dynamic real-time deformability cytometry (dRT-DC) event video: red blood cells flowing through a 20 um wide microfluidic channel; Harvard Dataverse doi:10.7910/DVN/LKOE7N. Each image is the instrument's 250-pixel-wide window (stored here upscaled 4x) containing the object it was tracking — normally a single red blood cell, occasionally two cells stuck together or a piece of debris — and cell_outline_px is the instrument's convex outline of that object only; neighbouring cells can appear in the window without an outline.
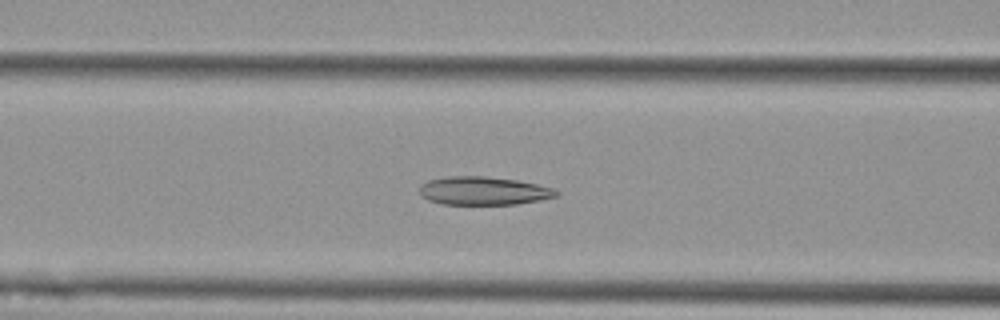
{"species": "Egyptian fruit bat (a non-hibernating species)", "species_latin": "Rousettus aegyptiacus", "temperature_condition": "cold", "stored_images_in_passage": 50, "camera_frame_rate_fps": 3000, "um_per_image_px": 0.085, "animal": {"sex": "female"}, "frame": {"image": 1, "passage_image": 23, "time_ms": 7.333, "image_size_px": [1000, 320], "cell_outline_px": [[560, 192], [556, 196], [540, 200], [516, 204], [440, 204], [428, 200], [420, 196], [420, 184], [428, 180], [448, 176], [484, 176], [516, 180], [536, 184], [552, 188]], "centroid_in_image_um": [41.05, 16.22], "position_along_channel_um": 125.5, "area_um2": 22.54}}
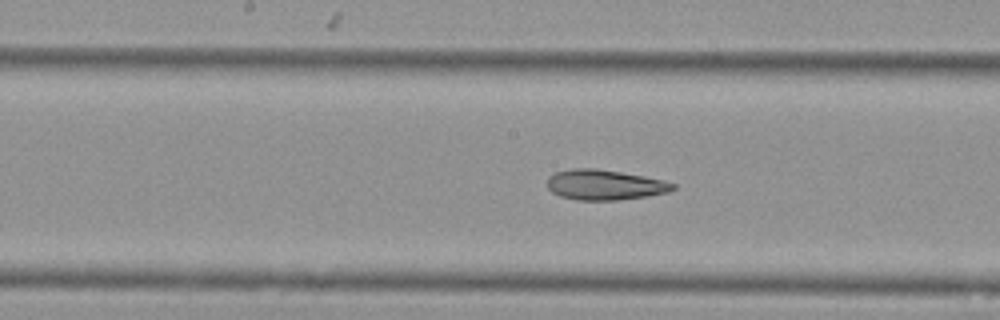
{"frame": {"image": 2, "passage_image": 29, "time_ms": 9.333, "image_size_px": [1000, 320], "cell_outline_px": [[676, 188], [668, 192], [648, 196], [616, 200], [576, 200], [560, 196], [552, 192], [548, 188], [548, 176], [556, 172], [572, 168], [596, 168], [644, 176], [676, 184]], "centroid_in_image_um": [51.38, 15.71], "position_along_channel_um": 196.8, "area_um2": 22.08}}
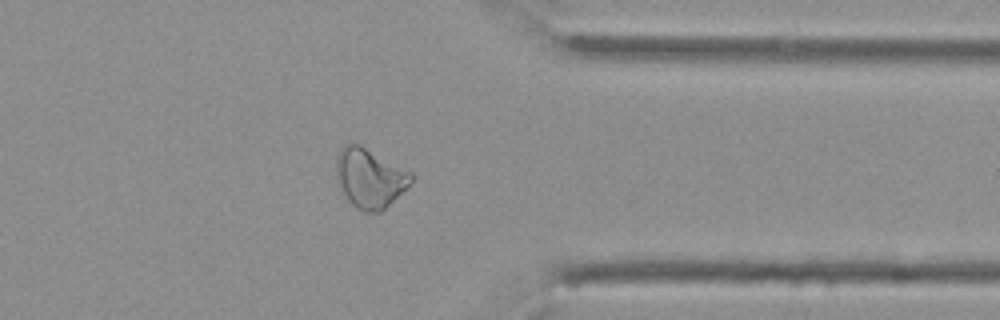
{"frame": {"image": 3, "passage_image": 45, "time_ms": 14.667, "image_size_px": [1000, 320], "cell_outline_px": [[412, 180], [380, 212], [364, 212], [356, 208], [348, 200], [336, 180], [336, 156], [340, 148], [344, 144], [360, 144], [412, 172]], "centroid_in_image_um": [31.38, 15.1], "position_along_channel_um": 380.0, "area_um2": 25.61}}